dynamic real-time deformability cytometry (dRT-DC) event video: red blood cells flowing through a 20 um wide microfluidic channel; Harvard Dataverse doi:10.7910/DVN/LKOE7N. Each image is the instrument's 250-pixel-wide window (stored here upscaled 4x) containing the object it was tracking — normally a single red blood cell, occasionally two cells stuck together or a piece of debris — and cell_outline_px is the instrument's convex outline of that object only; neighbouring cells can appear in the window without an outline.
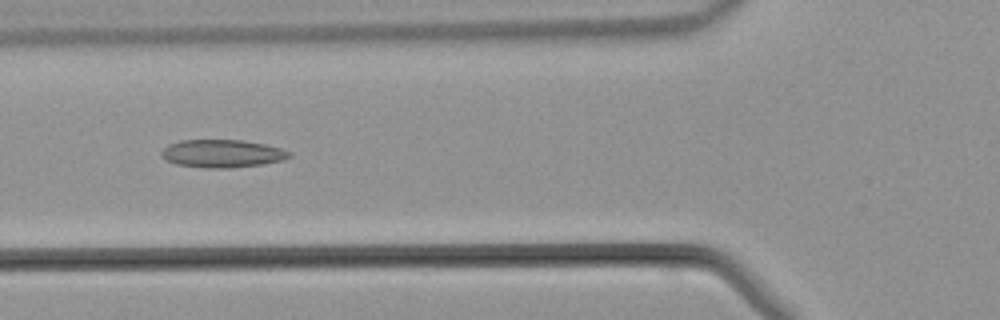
{"species": "common noctule bat (a hibernating species)", "species_latin": "Nyctalus noctula", "temperature_condition": "warm", "stored_images_in_passage": 43, "camera_frame_rate_fps": 3000, "um_per_image_px": 0.085, "animal": {"sex": "male", "body_mass_g": 21.5, "forearm_length_mm": 52.0}, "frame": {"image": 1, "passage_image": 15, "time_ms": 4.667, "image_size_px": [1000, 320], "cell_outline_px": [[292, 156], [284, 160], [260, 164], [232, 168], [204, 168], [176, 164], [160, 156], [160, 152], [168, 144], [180, 140], [244, 140], [264, 144], [280, 148], [292, 152]], "centroid_in_image_um": [18.89, 13.05], "position_along_channel_um": 106.9, "area_um2": 20.87}}
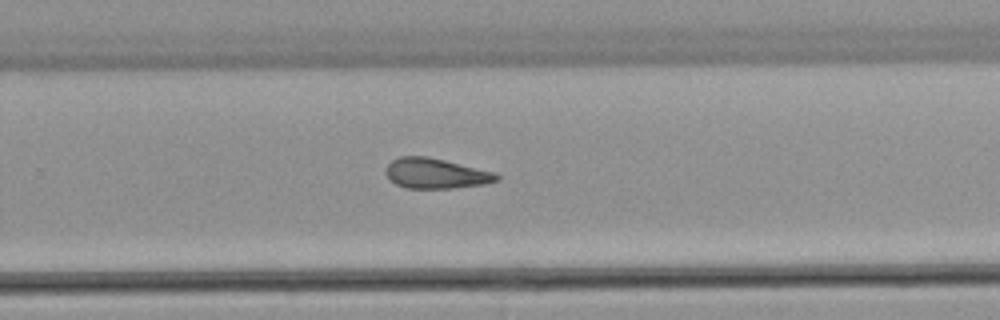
{"frame": {"image": 2, "passage_image": 27, "time_ms": 8.667, "image_size_px": [1000, 320], "cell_outline_px": [[500, 180], [484, 184], [452, 188], [408, 188], [396, 184], [384, 172], [384, 168], [392, 160], [400, 156], [428, 156], [492, 172], [500, 176]], "centroid_in_image_um": [37.01, 14.74], "position_along_channel_um": 292.8, "area_um2": 19.31}}
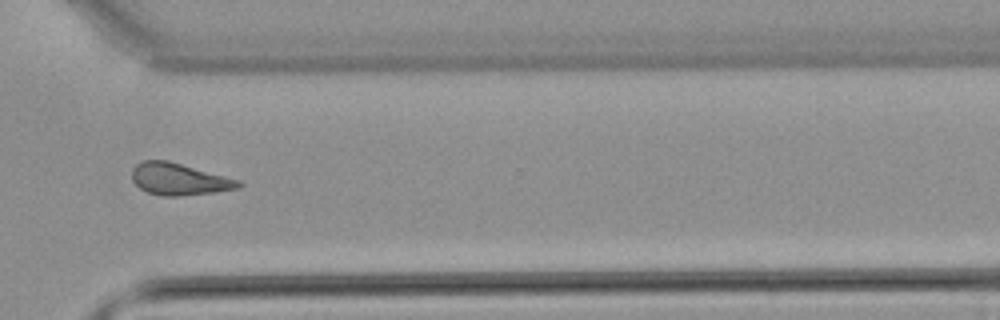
{"frame": {"image": 3, "passage_image": 31, "time_ms": 10.0, "image_size_px": [1000, 320], "cell_outline_px": [[244, 184], [240, 188], [212, 192], [180, 196], [164, 196], [148, 192], [140, 188], [132, 180], [132, 168], [136, 164], [144, 160], [168, 160], [240, 180]], "centroid_in_image_um": [15.23, 15.22], "position_along_channel_um": 355.4, "area_um2": 19.77}}